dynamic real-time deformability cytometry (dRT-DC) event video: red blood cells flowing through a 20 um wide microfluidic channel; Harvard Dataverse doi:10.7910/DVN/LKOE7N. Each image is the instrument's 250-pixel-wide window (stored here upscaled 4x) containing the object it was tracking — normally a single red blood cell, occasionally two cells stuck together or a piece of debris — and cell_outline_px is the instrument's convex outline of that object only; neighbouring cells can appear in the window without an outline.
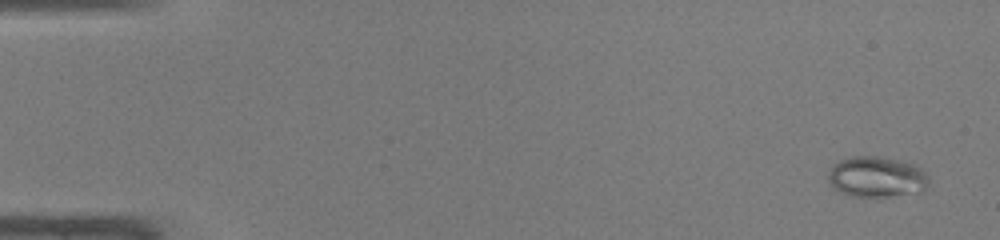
{"species": "common noctule bat (a hibernating species)", "species_latin": "Nyctalus noctula", "temperature_condition": "warm", "stored_images_in_passage": 48, "camera_frame_rate_fps": 3000, "um_per_image_px": 0.085, "animal": {"sex": "male", "body_mass_g": 19.0, "forearm_length_mm": 50.8}, "frame": {"image": 1, "passage_image": 3, "time_ms": 0.667, "image_size_px": [1000, 240], "cell_outline_px": [[928, 188], [924, 192], [888, 196], [852, 196], [840, 192], [828, 184], [828, 172], [832, 164], [840, 160], [852, 156], [880, 156], [900, 160], [912, 164], [920, 168], [928, 176]], "centroid_in_image_um": [74.5, 15.03], "position_along_channel_um": 10.5, "area_um2": 24.16}}
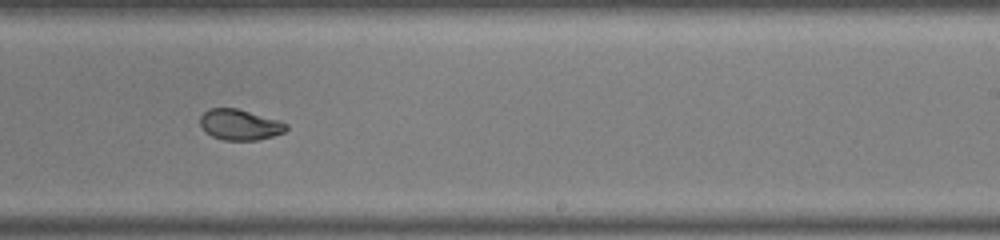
{"frame": {"image": 2, "passage_image": 31, "time_ms": 10.0, "image_size_px": [1000, 240], "cell_outline_px": [[288, 128], [284, 132], [272, 136], [256, 140], [224, 140], [212, 136], [204, 132], [200, 124], [200, 116], [208, 108], [236, 108], [280, 120], [288, 124]], "centroid_in_image_um": [20.37, 10.59], "position_along_channel_um": 268.6, "area_um2": 15.49}}
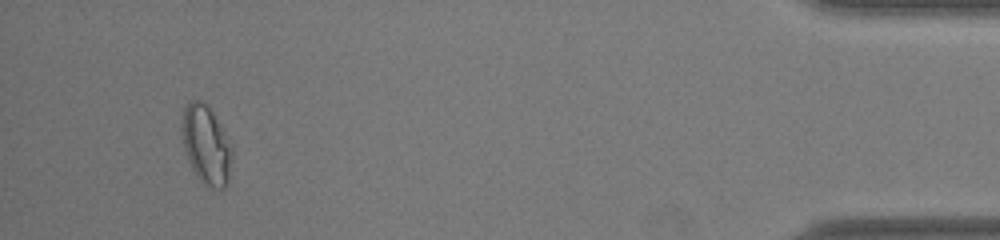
{"frame": {"image": 3, "passage_image": 46, "time_ms": 15.0, "image_size_px": [1000, 240], "cell_outline_px": [[232, 152], [228, 180], [224, 188], [216, 188], [204, 184], [196, 176], [188, 160], [184, 148], [184, 108], [192, 100], [200, 100], [212, 112], [220, 124], [232, 144]], "centroid_in_image_um": [17.56, 12.35], "position_along_channel_um": 417.6, "area_um2": 22.25}, "authors_computed_cell_mechanics": {"area_um2": 19.1318, "velocity_mm_per_s": 4.2861, "shape_relaxation_time_tau1_ms": null, "shape_relaxation_time_tau2_ms": 0.6359, "deformation_change_tau1": null, "deformation_change_tau2": 0.0363}}